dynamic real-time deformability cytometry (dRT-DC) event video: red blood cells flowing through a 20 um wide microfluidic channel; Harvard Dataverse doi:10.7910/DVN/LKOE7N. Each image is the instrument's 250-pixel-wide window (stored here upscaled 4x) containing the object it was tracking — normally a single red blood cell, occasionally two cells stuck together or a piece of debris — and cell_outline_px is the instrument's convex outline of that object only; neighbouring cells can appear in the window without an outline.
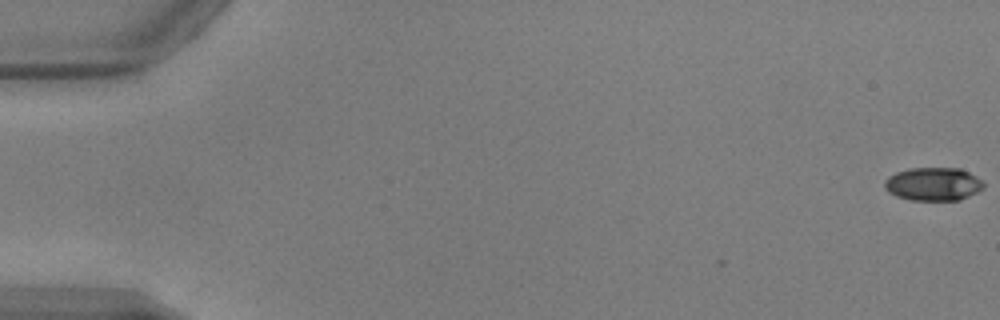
{"species": "common noctule bat (a hibernating species)", "species_latin": "Nyctalus noctula", "temperature_condition": "warm", "stored_images_in_passage": 53, "camera_frame_rate_fps": 3000, "um_per_image_px": 0.085, "animal": {"sex": "male", "body_mass_g": 17.9, "forearm_length_mm": 54.2}, "frame": {"image": 1, "passage_image": 1, "time_ms": 0.0, "image_size_px": [1000, 320], "cell_outline_px": [[984, 188], [960, 200], [912, 200], [896, 196], [888, 192], [884, 188], [884, 180], [888, 176], [896, 172], [908, 168], [960, 168], [976, 176], [984, 184]], "centroid_in_image_um": [79.29, 15.64], "position_along_channel_um": 5.7, "area_um2": 19.25}}
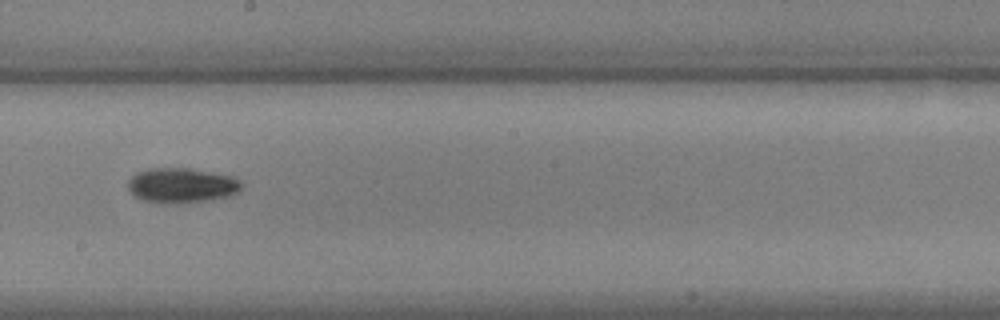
{"frame": {"image": 2, "passage_image": 31, "time_ms": 10.0, "image_size_px": [1000, 320], "cell_outline_px": [[240, 192], [228, 196], [204, 200], [144, 200], [136, 196], [128, 188], [128, 180], [136, 172], [148, 168], [192, 168], [232, 176], [240, 180]], "centroid_in_image_um": [15.46, 15.68], "position_along_channel_um": 232.7, "area_um2": 22.08}}
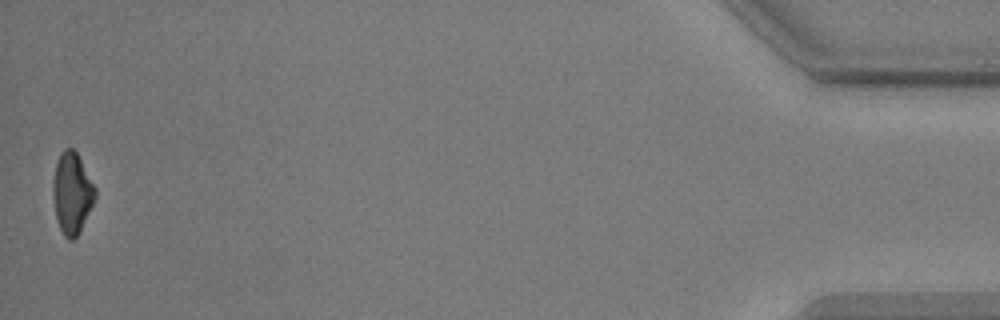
{"frame": {"image": 3, "passage_image": 53, "time_ms": 17.333, "image_size_px": [1000, 320], "cell_outline_px": [[96, 196], [80, 232], [72, 240], [68, 240], [64, 236], [56, 220], [52, 192], [52, 188], [56, 164], [64, 148], [72, 148], [76, 152], [96, 188]], "centroid_in_image_um": [6.11, 16.45], "position_along_channel_um": 429.1, "area_um2": 19.77}, "authors_computed_cell_mechanics": {"area_um2": 20.6924, "velocity_mm_per_s": 3.8782, "shape_relaxation_time_tau1_ms": 2.6531, "shape_relaxation_time_tau2_ms": null, "deformation_change_tau1": 0.1157, "deformation_change_tau2": null}}